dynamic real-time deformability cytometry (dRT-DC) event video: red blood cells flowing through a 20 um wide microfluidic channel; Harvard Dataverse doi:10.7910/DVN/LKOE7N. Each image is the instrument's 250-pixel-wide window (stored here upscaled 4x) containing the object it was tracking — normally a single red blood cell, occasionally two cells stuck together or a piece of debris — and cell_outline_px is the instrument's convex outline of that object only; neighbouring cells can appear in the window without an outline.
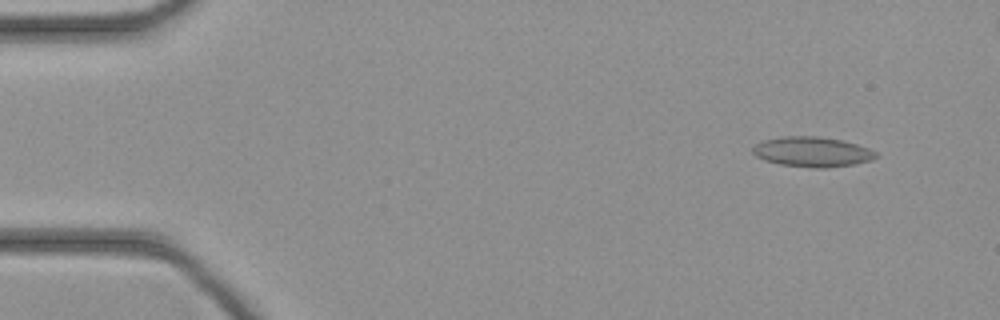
{"species": "common noctule bat (a hibernating species)", "species_latin": "Nyctalus noctula", "temperature_condition": "cold", "stored_images_in_passage": 12, "camera_frame_rate_fps": 3000, "um_per_image_px": 0.085, "animal": {"sex": "female", "body_mass_g": 21.9}, "frame": {"image": 1, "passage_image": 4, "time_ms": 1.0, "image_size_px": [1000, 320], "cell_outline_px": [[876, 156], [872, 160], [856, 164], [828, 168], [812, 168], [780, 164], [764, 160], [756, 156], [752, 152], [752, 148], [756, 144], [764, 140], [780, 136], [820, 136], [844, 140], [868, 148], [876, 152]], "centroid_in_image_um": [69.04, 12.9], "position_along_channel_um": 16.0, "area_um2": 21.73}}